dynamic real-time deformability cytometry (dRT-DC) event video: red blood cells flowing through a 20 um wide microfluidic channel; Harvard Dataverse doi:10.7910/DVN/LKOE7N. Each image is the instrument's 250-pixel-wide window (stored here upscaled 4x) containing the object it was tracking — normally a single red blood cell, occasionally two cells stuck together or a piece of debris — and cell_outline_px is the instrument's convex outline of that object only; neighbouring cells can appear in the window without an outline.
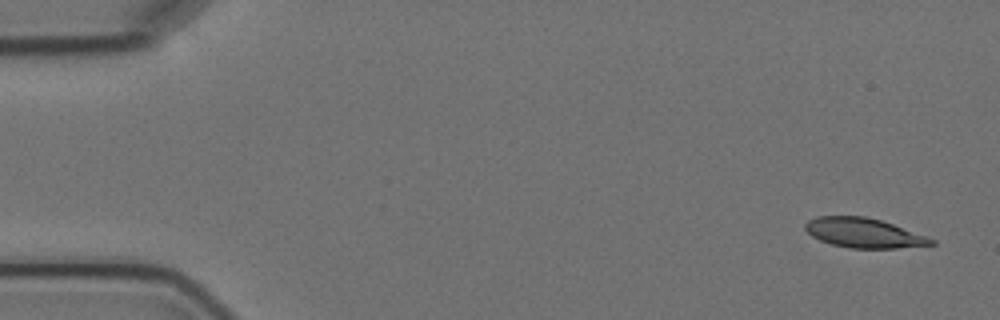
{"species": "Egyptian fruit bat (a non-hibernating species)", "species_latin": "Rousettus aegyptiacus", "temperature_condition": "cold", "stored_images_in_passage": 5, "camera_frame_rate_fps": 3000, "um_per_image_px": 0.085, "animal": {"sex": "female"}, "frame": {"image": 1, "passage_image": 1, "time_ms": 0.0, "image_size_px": [1000, 320], "cell_outline_px": [[936, 244], [896, 248], [848, 248], [832, 244], [820, 240], [812, 236], [804, 228], [804, 224], [808, 220], [816, 216], [864, 216], [880, 220], [928, 236], [936, 240]], "centroid_in_image_um": [73.42, 19.8], "position_along_channel_um": 11.6, "area_um2": 21.73}}
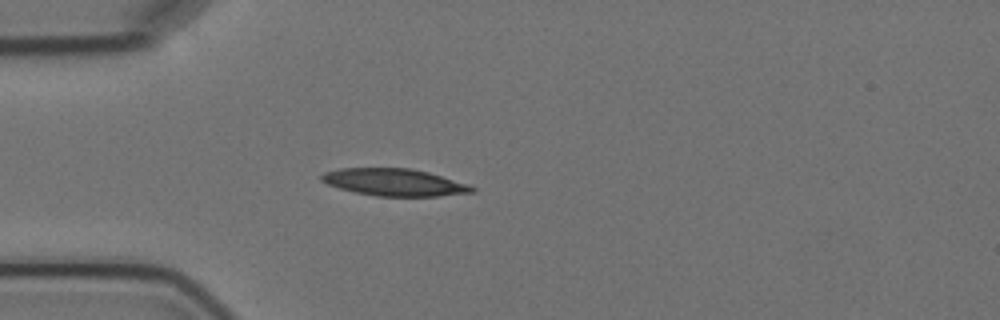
{"frame": {"image": 2, "passage_image": 4, "time_ms": 4.333, "image_size_px": [1000, 320], "cell_outline_px": [[476, 192], [436, 196], [376, 196], [356, 192], [340, 188], [328, 184], [320, 180], [320, 176], [324, 172], [340, 168], [412, 168], [428, 172], [468, 184], [476, 188]], "centroid_in_image_um": [33.52, 15.49], "position_along_channel_um": 51.5, "area_um2": 23.76}}